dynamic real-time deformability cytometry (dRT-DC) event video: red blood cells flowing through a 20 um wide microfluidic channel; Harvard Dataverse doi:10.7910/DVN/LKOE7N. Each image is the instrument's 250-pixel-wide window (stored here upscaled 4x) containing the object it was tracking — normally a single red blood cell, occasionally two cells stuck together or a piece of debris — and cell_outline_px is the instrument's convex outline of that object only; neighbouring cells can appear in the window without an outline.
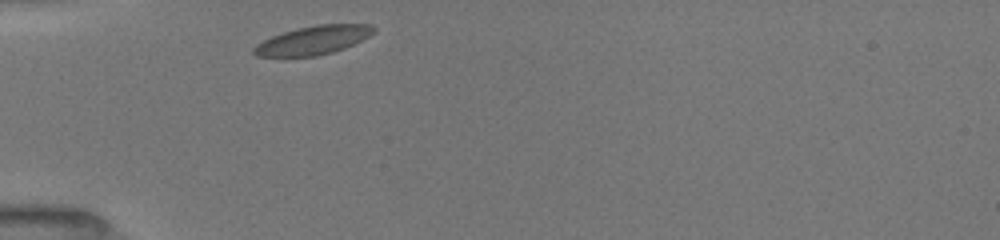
{"species": "common noctule bat (a hibernating species)", "species_latin": "Nyctalus noctula", "temperature_condition": "room temperature", "stored_images_in_passage": 5, "camera_frame_rate_fps": 3000, "um_per_image_px": 0.085, "animal": {"sex": "female", "body_mass_g": 19.5, "forearm_length_mm": 54.1}, "frame": {"image": 1, "passage_image": 1, "time_ms": 0.0, "image_size_px": [1000, 240], "cell_outline_px": [[376, 28], [368, 36], [344, 48], [332, 52], [316, 56], [256, 56], [252, 52], [252, 48], [256, 44], [272, 36], [296, 28], [316, 24], [372, 24]], "centroid_in_image_um": [26.59, 3.41], "position_along_channel_um": 58.4, "area_um2": 19.83}}